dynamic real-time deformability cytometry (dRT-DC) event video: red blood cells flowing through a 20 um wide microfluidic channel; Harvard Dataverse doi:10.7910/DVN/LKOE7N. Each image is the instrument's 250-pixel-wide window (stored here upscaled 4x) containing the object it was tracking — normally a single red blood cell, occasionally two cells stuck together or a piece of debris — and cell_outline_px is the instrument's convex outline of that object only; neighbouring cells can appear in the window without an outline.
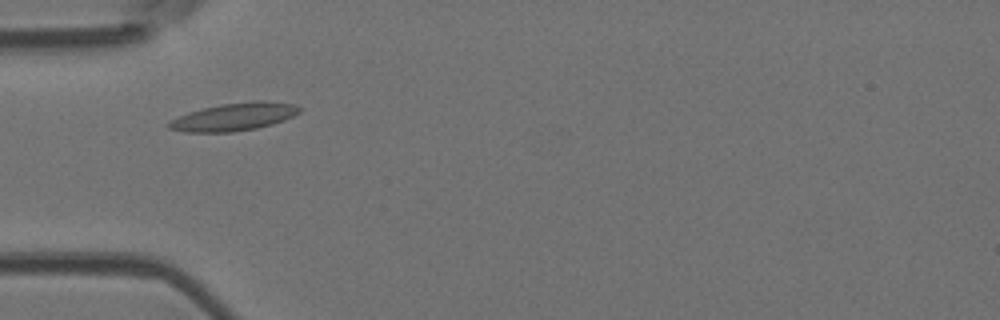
{"species": "Egyptian fruit bat (a non-hibernating species)", "species_latin": "Rousettus aegyptiacus", "temperature_condition": "room temperature", "stored_images_in_passage": 6, "camera_frame_rate_fps": 3000, "um_per_image_px": 0.085, "animal": {"sex": "female"}, "frame": {"image": 1, "passage_image": 3, "time_ms": 3.0, "image_size_px": [1000, 320], "cell_outline_px": [[300, 112], [284, 120], [272, 124], [256, 128], [232, 132], [184, 132], [168, 128], [164, 124], [188, 112], [220, 104], [252, 100], [264, 100], [296, 104], [300, 108]], "centroid_in_image_um": [19.9, 9.92], "position_along_channel_um": 65.1, "area_um2": 21.21}}
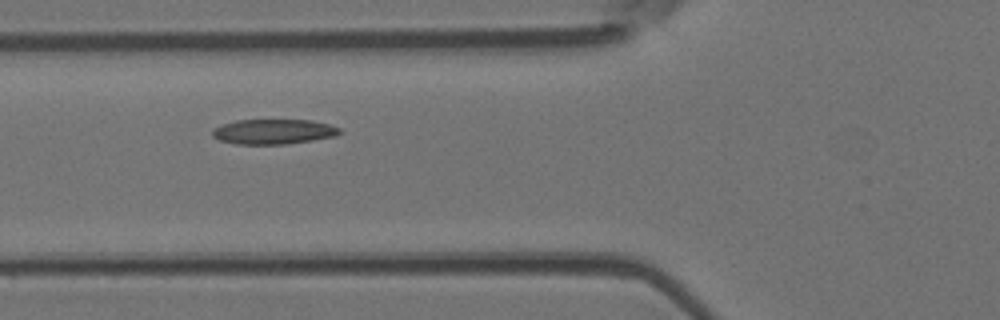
{"frame": {"image": 2, "passage_image": 4, "time_ms": 4.0, "image_size_px": [1000, 320], "cell_outline_px": [[344, 132], [336, 136], [312, 140], [284, 144], [236, 144], [220, 140], [212, 136], [212, 128], [236, 120], [312, 120], [328, 124], [340, 128]], "centroid_in_image_um": [23.27, 11.19], "position_along_channel_um": 102.5, "area_um2": 18.55}}
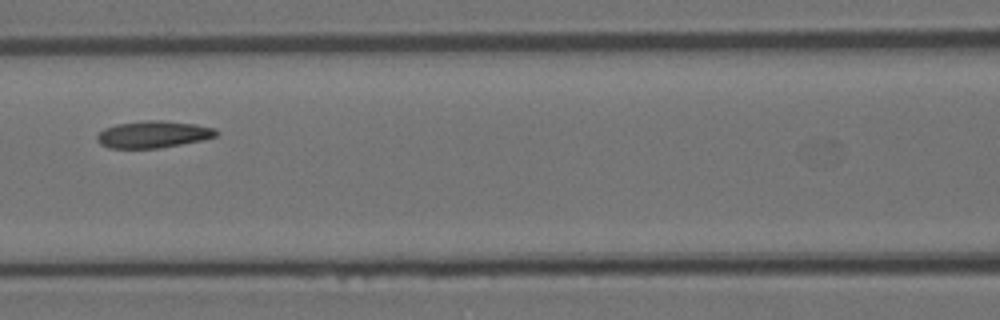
{"frame": {"image": 3, "passage_image": 5, "time_ms": 5.333, "image_size_px": [1000, 320], "cell_outline_px": [[220, 132], [216, 136], [204, 140], [160, 148], [108, 148], [100, 144], [96, 140], [96, 136], [104, 128], [116, 124], [144, 120], [164, 120], [196, 124], [216, 128]], "centroid_in_image_um": [13.04, 11.42], "position_along_channel_um": 153.6, "area_um2": 19.02}}